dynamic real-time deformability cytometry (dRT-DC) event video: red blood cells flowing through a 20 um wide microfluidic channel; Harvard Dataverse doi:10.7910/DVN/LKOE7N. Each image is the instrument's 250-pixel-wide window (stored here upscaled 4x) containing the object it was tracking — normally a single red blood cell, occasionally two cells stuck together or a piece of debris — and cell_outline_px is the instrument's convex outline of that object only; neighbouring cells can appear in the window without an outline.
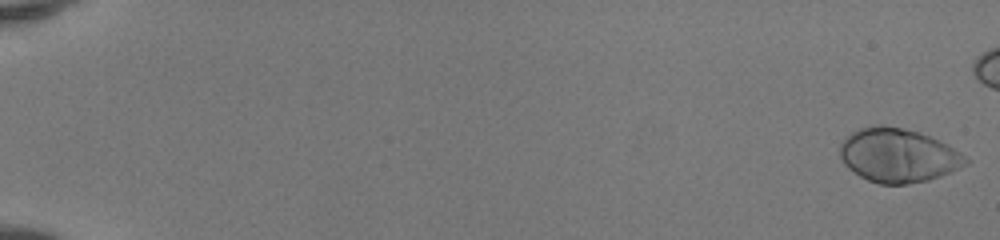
{"species": "human", "species_latin": "Homo sapiens", "temperature_condition": "room temperature", "stored_images_in_passage": 48, "camera_frame_rate_fps": 3000, "um_per_image_px": 0.085, "donor": {"sex": "female"}, "frame": {"image": 1, "passage_image": 1, "time_ms": 0.0, "image_size_px": [1000, 240], "cell_outline_px": [[972, 160], [968, 164], [940, 176], [928, 180], [908, 184], [880, 184], [868, 180], [860, 176], [848, 168], [844, 164], [840, 156], [840, 144], [852, 132], [860, 128], [872, 124], [880, 124], [900, 128], [916, 132], [928, 136], [960, 152]], "centroid_in_image_um": [76.32, 13.22], "position_along_channel_um": 8.7, "area_um2": 39.19}}
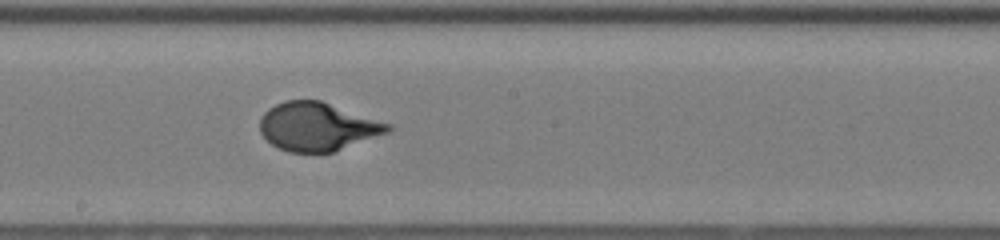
{"frame": {"image": 2, "passage_image": 31, "time_ms": 10.0, "image_size_px": [1000, 240], "cell_outline_px": [[392, 128], [388, 132], [332, 152], [288, 152], [272, 144], [260, 132], [260, 120], [264, 112], [268, 108], [284, 100], [320, 100], [392, 124]], "centroid_in_image_um": [26.97, 10.75], "position_along_channel_um": 221.2, "area_um2": 35.78}}
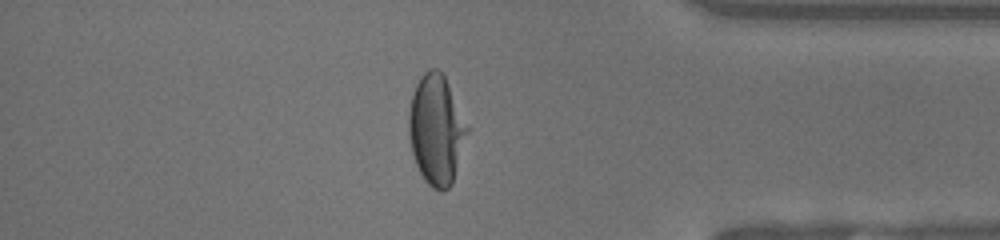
{"frame": {"image": 3, "passage_image": 45, "time_ms": 14.667, "image_size_px": [1000, 240], "cell_outline_px": [[472, 128], [452, 184], [444, 192], [440, 192], [432, 188], [424, 180], [416, 164], [412, 152], [408, 136], [408, 116], [412, 96], [416, 84], [420, 76], [428, 68], [440, 68]], "centroid_in_image_um": [37.14, 11.03], "position_along_channel_um": 398.1, "area_um2": 38.55}}